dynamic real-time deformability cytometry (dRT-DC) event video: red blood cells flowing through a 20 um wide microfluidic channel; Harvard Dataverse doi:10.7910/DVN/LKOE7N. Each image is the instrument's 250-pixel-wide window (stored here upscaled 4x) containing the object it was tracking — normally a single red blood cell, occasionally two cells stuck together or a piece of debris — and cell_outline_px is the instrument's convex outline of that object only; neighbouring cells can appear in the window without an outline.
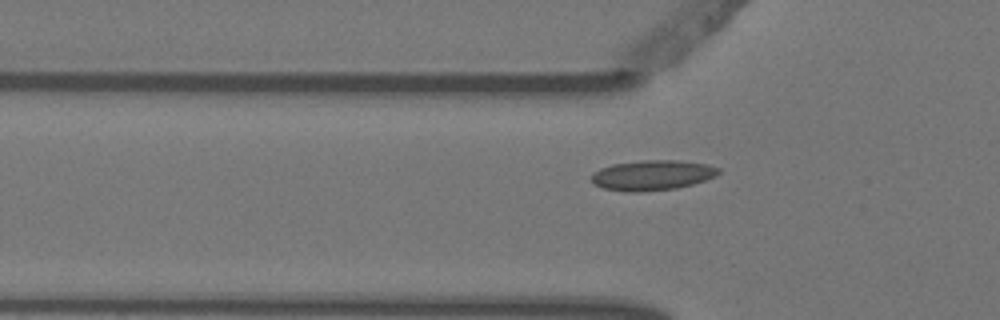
{"species": "Egyptian fruit bat (a non-hibernating species)", "species_latin": "Rousettus aegyptiacus", "temperature_condition": "warm", "stored_images_in_passage": 4, "camera_frame_rate_fps": 3000, "um_per_image_px": 0.085, "animal": {"sex": "female"}, "frame": {"image": 1, "passage_image": 4, "time_ms": 1.0, "image_size_px": [1000, 320], "cell_outline_px": [[720, 172], [716, 176], [692, 184], [676, 188], [640, 192], [624, 192], [604, 188], [592, 184], [592, 172], [600, 168], [612, 164], [644, 160], [680, 160], [708, 164], [720, 168]], "centroid_in_image_um": [55.43, 14.89], "position_along_channel_um": 70.4, "area_um2": 22.48}}